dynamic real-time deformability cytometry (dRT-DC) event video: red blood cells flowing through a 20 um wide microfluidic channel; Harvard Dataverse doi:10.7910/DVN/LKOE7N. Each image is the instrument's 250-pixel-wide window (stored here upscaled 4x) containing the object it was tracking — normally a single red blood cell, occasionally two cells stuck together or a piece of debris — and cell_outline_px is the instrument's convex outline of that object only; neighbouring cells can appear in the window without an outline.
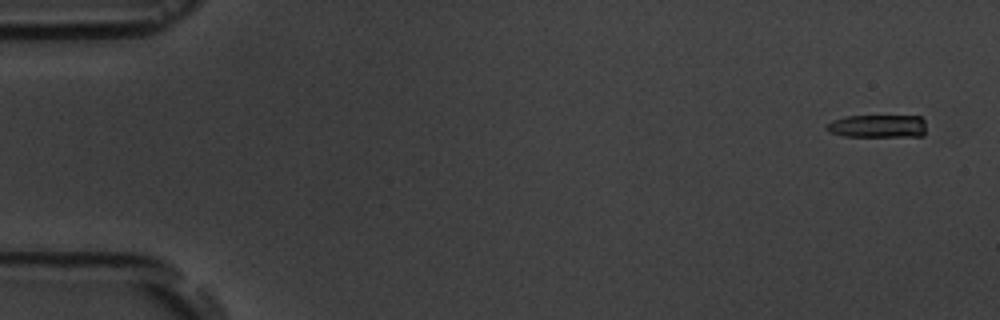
{"species": "common noctule bat (a hibernating species)", "species_latin": "Nyctalus noctula", "temperature_condition": "room temperature", "stored_images_in_passage": 6, "segment_of_instrument_passage": [2, 2], "camera_frame_rate_fps": 3000, "um_per_image_px": 0.085, "animal": {"sex": "male", "body_mass_g": 19.5, "forearm_length_mm": 54.6}, "frame": {"image": 1, "passage_image": 6, "time_ms": 6.667, "image_size_px": [1000, 320], "cell_outline_px": [[924, 136], [844, 136], [828, 132], [824, 128], [832, 120], [844, 116], [920, 116], [924, 120]], "centroid_in_image_um": [74.56, 10.72], "position_along_channel_um": 10.4, "area_um2": 13.35}}